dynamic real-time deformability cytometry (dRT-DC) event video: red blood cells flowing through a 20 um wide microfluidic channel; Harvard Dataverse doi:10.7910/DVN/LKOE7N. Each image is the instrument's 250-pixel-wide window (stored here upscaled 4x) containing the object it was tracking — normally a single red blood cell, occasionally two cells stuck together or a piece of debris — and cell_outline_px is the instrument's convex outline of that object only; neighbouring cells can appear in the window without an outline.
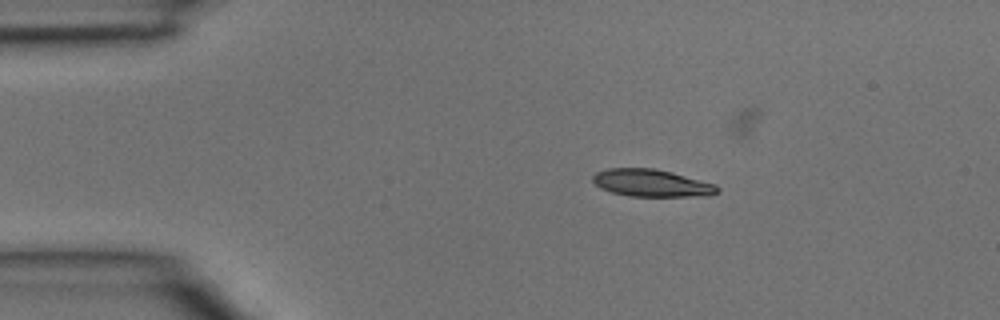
{"species": "common noctule bat (a hibernating species)", "species_latin": "Nyctalus noctula", "temperature_condition": "room temperature", "stored_images_in_passage": 3, "camera_frame_rate_fps": 3000, "um_per_image_px": 0.085, "animal": {"sex": "male", "body_mass_g": 15.6}, "frame": {"image": 1, "passage_image": 2, "time_ms": 0.333, "image_size_px": [1000, 320], "cell_outline_px": [[720, 192], [712, 196], [628, 196], [612, 192], [600, 188], [592, 180], [592, 176], [596, 172], [608, 168], [652, 168], [672, 172], [716, 184], [720, 188]], "centroid_in_image_um": [55.42, 15.56], "position_along_channel_um": 29.6, "area_um2": 20.0}}